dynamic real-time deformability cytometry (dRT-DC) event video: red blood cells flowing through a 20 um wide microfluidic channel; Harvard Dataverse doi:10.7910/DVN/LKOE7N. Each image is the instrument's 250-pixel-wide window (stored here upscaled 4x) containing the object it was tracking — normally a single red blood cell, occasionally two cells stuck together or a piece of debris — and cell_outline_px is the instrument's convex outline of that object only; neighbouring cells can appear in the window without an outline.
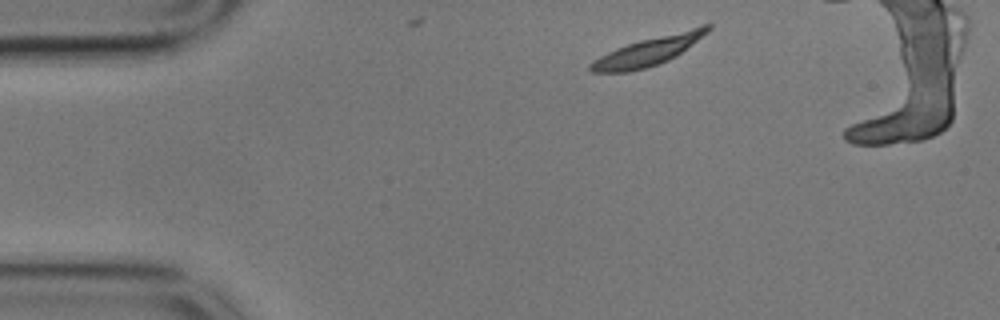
{"species": "common noctule bat (a hibernating species)", "species_latin": "Nyctalus noctula", "temperature_condition": "cold", "stored_images_in_passage": 4, "camera_frame_rate_fps": 3000, "um_per_image_px": 0.085, "animal": {"sex": "male", "body_mass_g": 17.9}, "frame": {"image": 1, "passage_image": 1, "time_ms": 0.0, "image_size_px": [1000, 320], "cell_outline_px": [[712, 28], [708, 32], [676, 56], [668, 60], [644, 68], [628, 72], [592, 72], [588, 68], [588, 64], [592, 60], [616, 48], [640, 40], [700, 24], [712, 24]], "centroid_in_image_um": [55.13, 4.31], "position_along_channel_um": 29.9, "area_um2": 19.59}}